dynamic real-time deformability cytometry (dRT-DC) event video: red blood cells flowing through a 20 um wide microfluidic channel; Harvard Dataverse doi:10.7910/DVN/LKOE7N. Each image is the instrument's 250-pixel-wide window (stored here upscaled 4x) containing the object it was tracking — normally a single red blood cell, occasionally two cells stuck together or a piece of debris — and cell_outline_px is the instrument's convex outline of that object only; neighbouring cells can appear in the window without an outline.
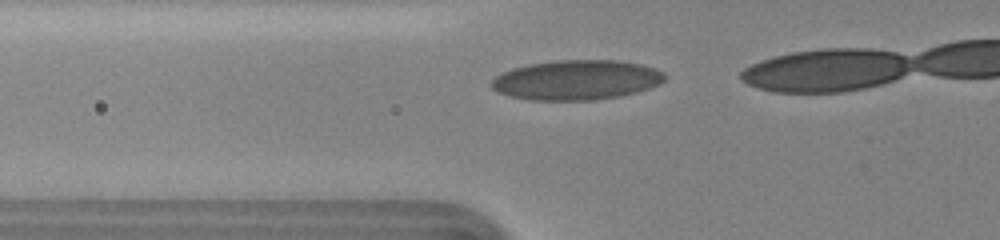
{"species": "human", "species_latin": "Homo sapiens", "temperature_condition": "cold", "stored_images_in_passage": 20, "camera_frame_rate_fps": 3000, "um_per_image_px": 0.085, "donor": {"sex": "female"}, "frame": {"image": 1, "passage_image": 14, "time_ms": 4.667, "image_size_px": [1000, 240], "cell_outline_px": [[664, 80], [660, 84], [636, 92], [620, 96], [592, 100], [528, 100], [508, 96], [496, 92], [492, 88], [492, 80], [496, 76], [512, 68], [528, 64], [560, 60], [620, 60], [640, 64], [656, 68], [664, 72]], "centroid_in_image_um": [48.99, 6.8], "position_along_channel_um": 76.8, "area_um2": 40.29}}